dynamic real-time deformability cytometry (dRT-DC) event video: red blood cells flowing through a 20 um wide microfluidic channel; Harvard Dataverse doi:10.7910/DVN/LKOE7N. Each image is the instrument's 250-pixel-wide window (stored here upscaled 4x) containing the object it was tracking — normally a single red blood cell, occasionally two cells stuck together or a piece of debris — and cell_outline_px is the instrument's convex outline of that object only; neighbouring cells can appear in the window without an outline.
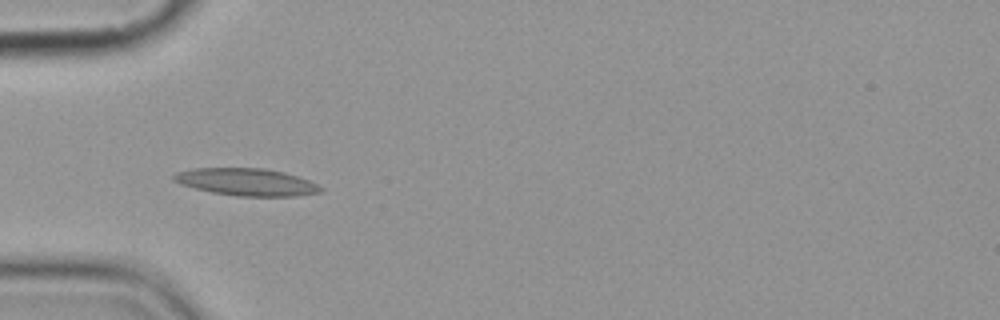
{"species": "common noctule bat (a hibernating species)", "species_latin": "Nyctalus noctula", "temperature_condition": "cold", "stored_images_in_passage": 10, "camera_frame_rate_fps": 3000, "um_per_image_px": 0.085, "animal": {"sex": "female", "body_mass_g": 19.9}, "frame": {"image": 1, "passage_image": 5, "time_ms": 4.667, "image_size_px": [1000, 320], "cell_outline_px": [[324, 188], [320, 192], [296, 196], [236, 196], [212, 192], [180, 184], [172, 180], [172, 176], [176, 172], [192, 168], [264, 168], [284, 172], [308, 180]], "centroid_in_image_um": [20.93, 15.46], "position_along_channel_um": 64.1, "area_um2": 23.29}}
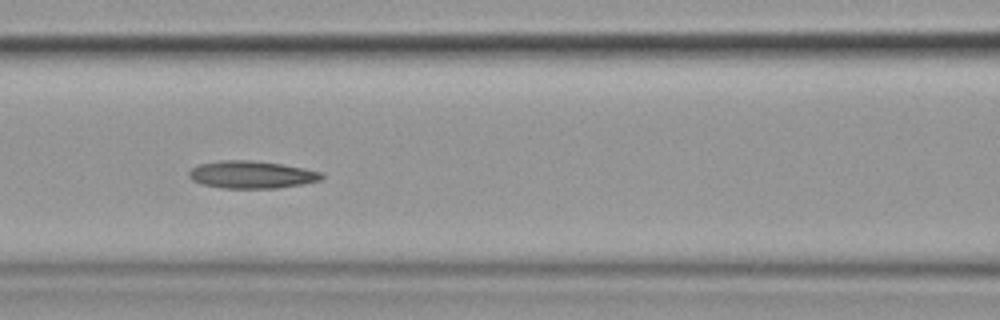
{"frame": {"image": 2, "passage_image": 7, "time_ms": 7.0, "image_size_px": [1000, 320], "cell_outline_px": [[324, 176], [320, 180], [300, 184], [276, 188], [224, 188], [204, 184], [192, 180], [188, 176], [188, 172], [192, 168], [200, 164], [220, 160], [248, 160], [280, 164], [304, 168], [320, 172]], "centroid_in_image_um": [21.36, 14.84], "position_along_channel_um": 145.2, "area_um2": 20.92}}
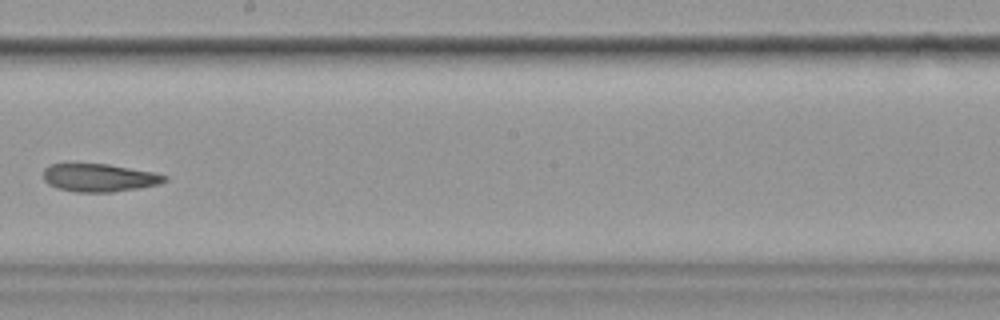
{"frame": {"image": 3, "passage_image": 9, "time_ms": 9.667, "image_size_px": [1000, 320], "cell_outline_px": [[168, 180], [160, 184], [140, 188], [112, 192], [76, 192], [56, 188], [48, 184], [44, 180], [44, 168], [52, 164], [108, 164], [152, 172], [168, 176]], "centroid_in_image_um": [8.45, 15.11], "position_along_channel_um": 239.7, "area_um2": 19.77}}